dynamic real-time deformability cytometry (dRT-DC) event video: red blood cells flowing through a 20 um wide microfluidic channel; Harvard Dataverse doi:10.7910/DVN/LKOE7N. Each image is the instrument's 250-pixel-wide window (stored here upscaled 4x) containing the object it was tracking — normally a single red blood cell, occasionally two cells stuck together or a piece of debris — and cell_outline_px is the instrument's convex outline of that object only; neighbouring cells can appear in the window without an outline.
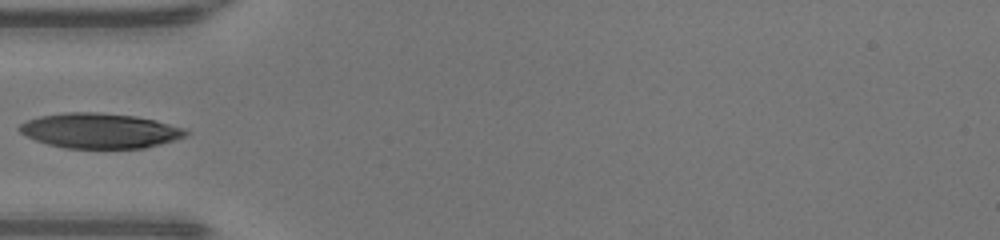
{"species": "human", "species_latin": "Homo sapiens", "temperature_condition": "warm", "stored_images_in_passage": 32, "camera_frame_rate_fps": 3000, "um_per_image_px": 0.085, "donor": {"sex": "male"}, "frame": {"image": 1, "passage_image": 1, "time_ms": 0.0, "image_size_px": [1000, 240], "cell_outline_px": [[188, 132], [184, 136], [160, 144], [144, 148], [64, 148], [48, 144], [36, 140], [20, 132], [16, 128], [20, 124], [28, 120], [40, 116], [64, 112], [100, 112], [136, 116], [156, 120], [184, 128]], "centroid_in_image_um": [8.46, 11.1], "position_along_channel_um": 76.5, "area_um2": 33.87}}